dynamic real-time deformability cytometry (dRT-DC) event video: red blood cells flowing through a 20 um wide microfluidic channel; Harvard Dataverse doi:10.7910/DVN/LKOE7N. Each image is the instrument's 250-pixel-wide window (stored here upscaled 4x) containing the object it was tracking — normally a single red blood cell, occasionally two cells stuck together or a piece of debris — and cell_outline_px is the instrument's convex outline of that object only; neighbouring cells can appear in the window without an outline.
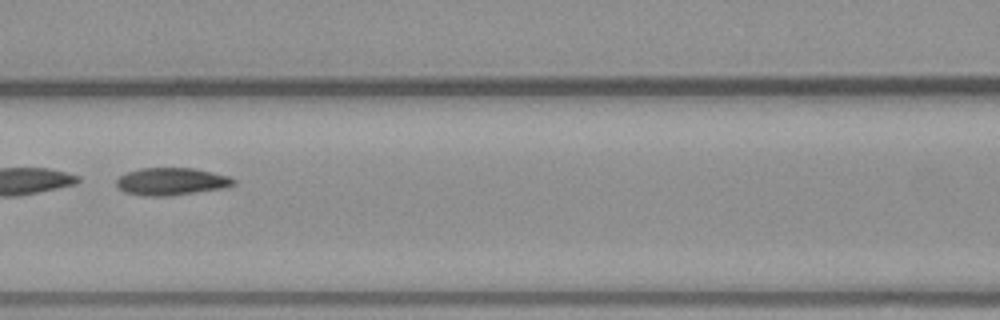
{"species": "common noctule bat (a hibernating species)", "species_latin": "Nyctalus noctula", "temperature_condition": "warm", "stored_images_in_passage": 46, "camera_frame_rate_fps": 3000, "um_per_image_px": 0.085, "animal": {"sex": "male", "body_mass_g": 23.1, "forearm_length_mm": 52.7}, "frame": {"image": 1, "passage_image": 16, "time_ms": 5.0, "image_size_px": [1000, 320], "cell_outline_px": [[236, 184], [224, 188], [168, 196], [144, 196], [124, 192], [116, 184], [116, 180], [120, 176], [128, 172], [140, 168], [192, 168], [212, 172], [228, 176], [236, 180]], "centroid_in_image_um": [14.57, 15.43], "position_along_channel_um": 152.0, "area_um2": 18.67}}
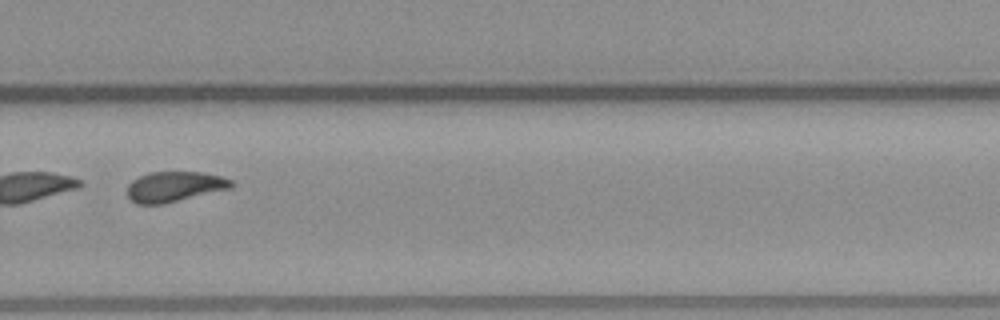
{"frame": {"image": 2, "passage_image": 29, "time_ms": 9.333, "image_size_px": [1000, 320], "cell_outline_px": [[232, 188], [164, 204], [136, 204], [128, 196], [128, 184], [132, 180], [148, 172], [204, 172], [220, 176], [232, 180]], "centroid_in_image_um": [14.83, 15.86], "position_along_channel_um": 315.0, "area_um2": 18.38}, "authors_computed_cell_mechanics": {"area_um2": 19.4208, "velocity_mm_per_s": 3.7698, "shape_relaxation_time_tau1_ms": null, "shape_relaxation_time_tau2_ms": 2.9665, "deformation_change_tau1": null, "deformation_change_tau2": 0.0677}}